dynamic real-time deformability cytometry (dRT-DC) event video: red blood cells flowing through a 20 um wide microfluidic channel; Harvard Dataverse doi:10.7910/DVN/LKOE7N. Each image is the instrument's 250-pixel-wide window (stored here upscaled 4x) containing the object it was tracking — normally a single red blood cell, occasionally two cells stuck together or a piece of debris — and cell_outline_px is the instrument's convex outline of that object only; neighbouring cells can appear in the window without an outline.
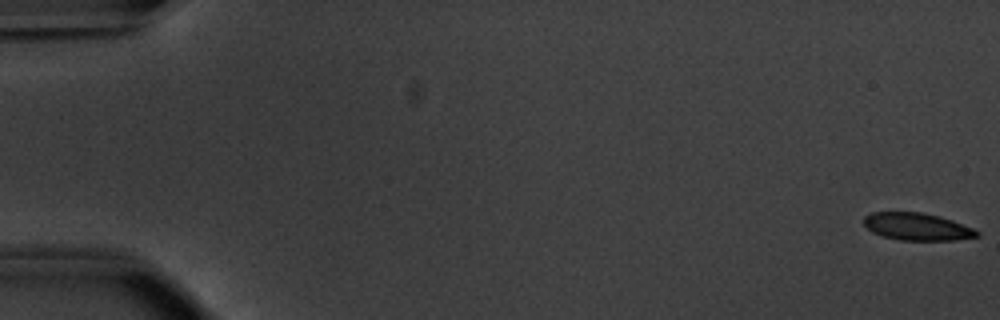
{"species": "common noctule bat (a hibernating species)", "species_latin": "Nyctalus noctula", "temperature_condition": "warm", "stored_images_in_passage": 55, "segment_of_instrument_passage": [1, 2], "camera_frame_rate_fps": 3000, "um_per_image_px": 0.085, "animal": {"sex": "male", "body_mass_g": 20.1, "forearm_length_mm": 53.5}, "frame": {"image": 1, "passage_image": 1, "time_ms": 0.0, "image_size_px": [1000, 320], "cell_outline_px": [[980, 236], [956, 240], [900, 240], [880, 236], [872, 232], [864, 224], [864, 216], [872, 212], [920, 212], [940, 216], [952, 220], [972, 228], [980, 232]], "centroid_in_image_um": [77.94, 19.27], "position_along_channel_um": 7.1, "area_um2": 18.09}}
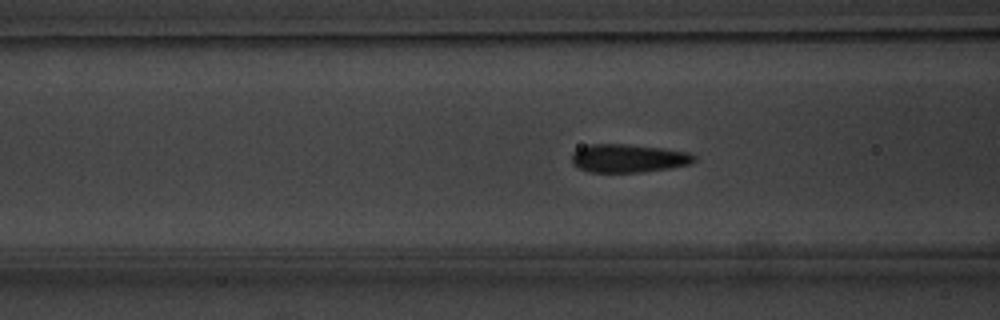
{"frame": {"image": 2, "passage_image": 22, "time_ms": 7.0, "image_size_px": [1000, 320], "cell_outline_px": [[696, 160], [692, 164], [644, 172], [588, 172], [572, 164], [572, 152], [588, 144], [628, 144], [664, 148], [688, 152], [696, 156]], "centroid_in_image_um": [53.42, 13.45], "position_along_channel_um": 113.2, "area_um2": 20.35}}
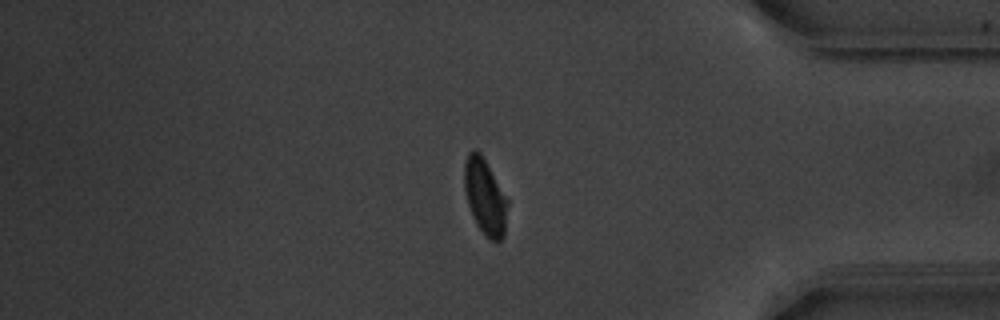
{"frame": {"image": 3, "passage_image": 46, "time_ms": 15.0, "image_size_px": [1000, 320], "cell_outline_px": [[508, 204], [504, 236], [496, 244], [488, 240], [476, 224], [472, 216], [468, 204], [464, 188], [464, 164], [468, 152], [472, 148], [476, 148], [480, 152], [508, 200]], "centroid_in_image_um": [41.22, 16.75], "position_along_channel_um": 394.0, "area_um2": 19.31}}